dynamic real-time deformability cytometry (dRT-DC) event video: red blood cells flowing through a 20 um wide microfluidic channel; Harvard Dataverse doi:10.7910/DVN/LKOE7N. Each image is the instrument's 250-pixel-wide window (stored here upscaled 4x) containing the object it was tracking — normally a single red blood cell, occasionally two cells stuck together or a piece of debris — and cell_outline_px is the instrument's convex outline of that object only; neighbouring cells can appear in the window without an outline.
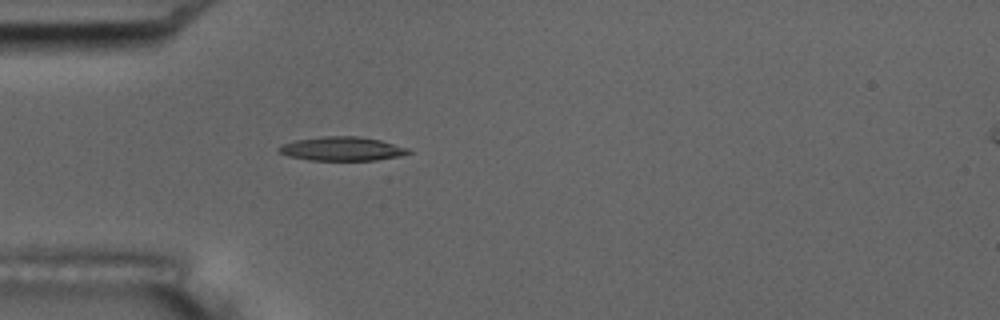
{"species": "common noctule bat (a hibernating species)", "species_latin": "Nyctalus noctula", "temperature_condition": "room temperature", "stored_images_in_passage": 5, "camera_frame_rate_fps": 3000, "um_per_image_px": 0.085, "animal": {"sex": "male", "body_mass_g": 17.5, "forearm_length_mm": 52.3}, "frame": {"image": 1, "passage_image": 5, "time_ms": 5.333, "image_size_px": [1000, 320], "cell_outline_px": [[412, 152], [400, 156], [376, 160], [308, 160], [288, 156], [280, 152], [276, 148], [284, 144], [296, 140], [324, 136], [360, 136], [380, 140], [408, 148]], "centroid_in_image_um": [29.08, 12.65], "position_along_channel_um": 55.9, "area_um2": 17.98}}